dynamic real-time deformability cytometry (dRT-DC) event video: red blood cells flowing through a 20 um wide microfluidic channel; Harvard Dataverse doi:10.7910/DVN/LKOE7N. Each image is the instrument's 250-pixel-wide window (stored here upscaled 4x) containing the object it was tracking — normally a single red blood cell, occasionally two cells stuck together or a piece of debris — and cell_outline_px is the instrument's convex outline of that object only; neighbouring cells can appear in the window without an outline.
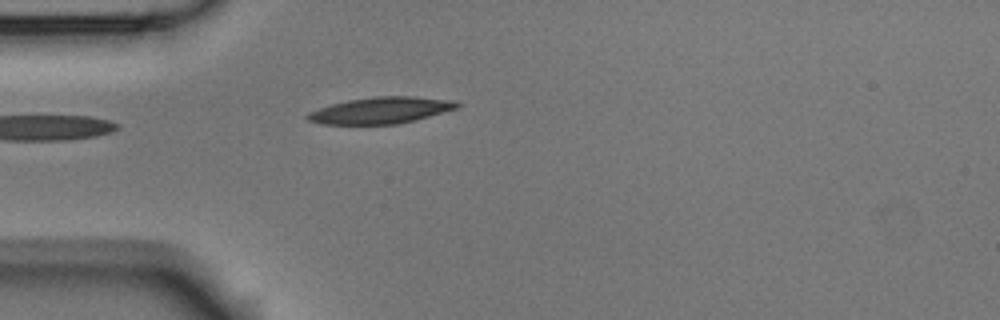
{"species": "Egyptian fruit bat (a non-hibernating species)", "species_latin": "Rousettus aegyptiacus", "temperature_condition": "room temperature", "stored_images_in_passage": 3, "camera_frame_rate_fps": 3000, "um_per_image_px": 0.085, "animal": {"sex": "male"}, "frame": {"image": 1, "passage_image": 3, "time_ms": 0.667, "image_size_px": [1000, 320], "cell_outline_px": [[460, 104], [456, 108], [428, 116], [396, 124], [324, 124], [308, 120], [304, 116], [308, 112], [332, 104], [348, 100], [376, 96], [412, 96], [448, 100]], "centroid_in_image_um": [32.29, 9.38], "position_along_channel_um": 52.7, "area_um2": 22.54}}